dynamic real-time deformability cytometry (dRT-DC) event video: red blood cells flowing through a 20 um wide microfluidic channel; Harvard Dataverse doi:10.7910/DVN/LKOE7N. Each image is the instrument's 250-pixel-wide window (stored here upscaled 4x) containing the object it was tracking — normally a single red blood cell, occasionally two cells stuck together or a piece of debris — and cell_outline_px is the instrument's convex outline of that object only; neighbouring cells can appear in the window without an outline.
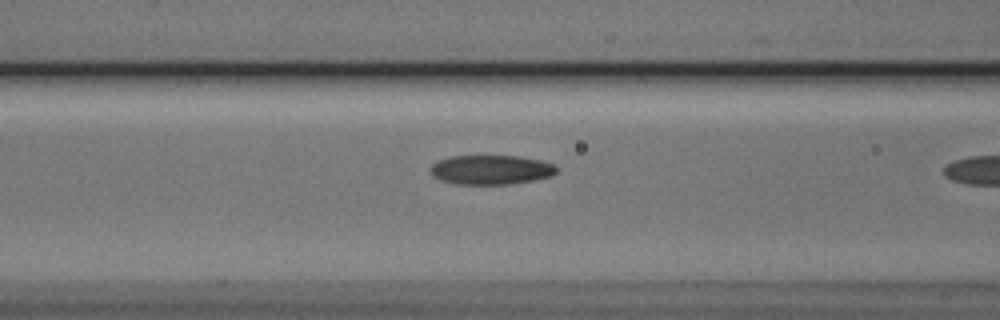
{"species": "Egyptian fruit bat (a non-hibernating species)", "species_latin": "Rousettus aegyptiacus", "temperature_condition": "cold", "stored_images_in_passage": 6, "camera_frame_rate_fps": 3000, "um_per_image_px": 0.085, "animal": {"sex": "male"}, "frame": {"image": 1, "passage_image": 5, "time_ms": 5.333, "image_size_px": [1000, 320], "cell_outline_px": [[556, 172], [552, 176], [512, 184], [456, 184], [440, 180], [432, 176], [428, 172], [428, 168], [436, 160], [452, 156], [516, 156], [540, 160], [552, 164], [556, 168]], "centroid_in_image_um": [41.65, 14.43], "position_along_channel_um": 125.0, "area_um2": 21.73}}